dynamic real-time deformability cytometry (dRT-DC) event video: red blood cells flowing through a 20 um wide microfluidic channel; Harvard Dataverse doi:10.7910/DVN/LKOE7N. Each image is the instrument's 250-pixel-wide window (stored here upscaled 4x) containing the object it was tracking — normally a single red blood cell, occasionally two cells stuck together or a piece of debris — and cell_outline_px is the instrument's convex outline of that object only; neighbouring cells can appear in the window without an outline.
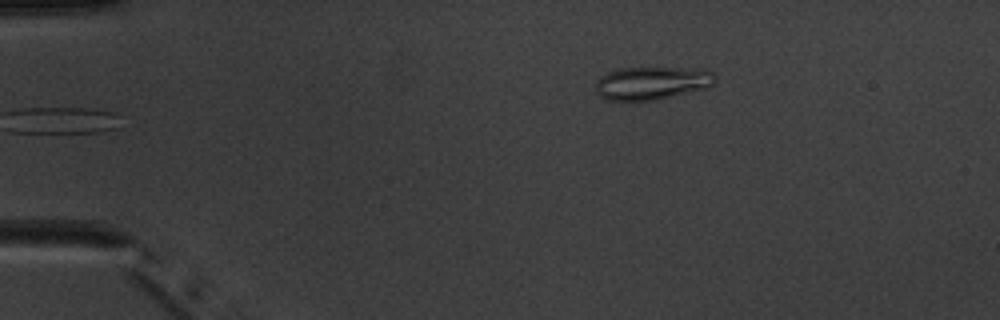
{"species": "common noctule bat (a hibernating species)", "species_latin": "Nyctalus noctula", "temperature_condition": "warm", "stored_images_in_passage": 6, "camera_frame_rate_fps": 3000, "um_per_image_px": 0.085, "animal": {"sex": "male", "body_mass_g": 20.1, "forearm_length_mm": 53.5}, "frame": {"image": 1, "passage_image": 6, "time_ms": 6.0, "image_size_px": [1000, 320], "cell_outline_px": [[716, 80], [712, 84], [704, 88], [656, 100], [608, 100], [600, 96], [596, 92], [596, 80], [608, 72], [620, 68], [704, 68], [712, 72], [716, 76]], "centroid_in_image_um": [55.41, 7.05], "position_along_channel_um": 29.6, "area_um2": 22.89}}